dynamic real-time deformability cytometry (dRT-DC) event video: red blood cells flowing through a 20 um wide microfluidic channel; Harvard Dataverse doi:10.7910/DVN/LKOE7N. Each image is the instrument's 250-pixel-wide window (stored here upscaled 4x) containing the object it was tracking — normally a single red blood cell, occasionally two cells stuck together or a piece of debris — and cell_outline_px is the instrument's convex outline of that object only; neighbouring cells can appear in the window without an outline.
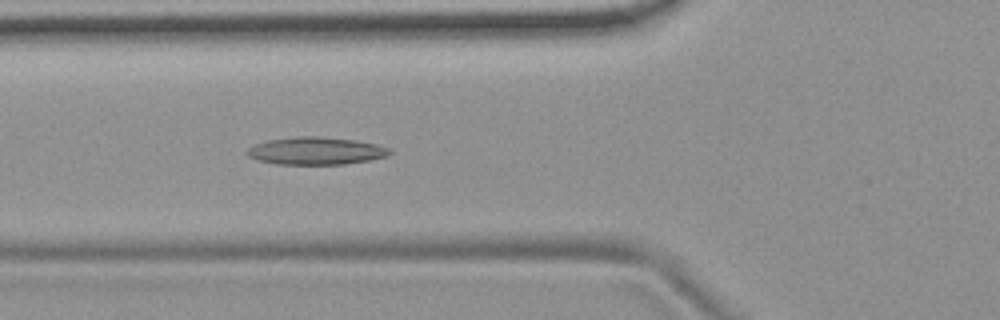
{"species": "common noctule bat (a hibernating species)", "species_latin": "Nyctalus noctula", "temperature_condition": "room temperature", "stored_images_in_passage": 43, "camera_frame_rate_fps": 3000, "um_per_image_px": 0.085, "animal": {"sex": "female", "body_mass_g": 19.9}, "frame": {"image": 1, "passage_image": 9, "time_ms": 2.667, "image_size_px": [1000, 320], "cell_outline_px": [[392, 152], [388, 156], [368, 160], [344, 164], [276, 164], [256, 160], [248, 156], [244, 152], [248, 148], [256, 144], [268, 140], [296, 136], [320, 136], [356, 140], [376, 144], [388, 148]], "centroid_in_image_um": [26.82, 12.82], "position_along_channel_um": 99.0, "area_um2": 22.95}}
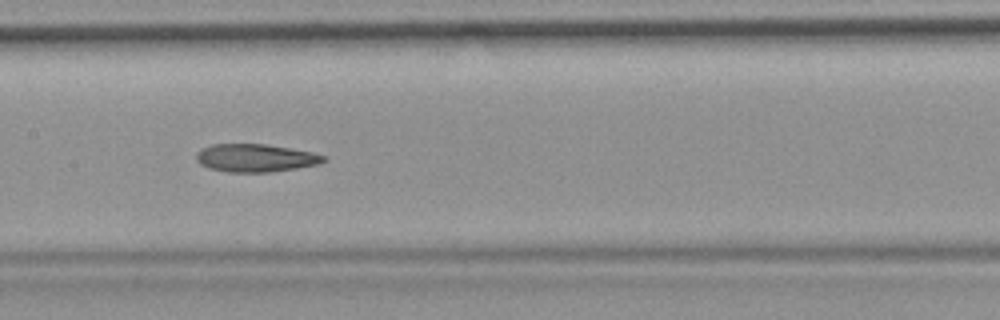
{"frame": {"image": 2, "passage_image": 16, "time_ms": 5.0, "image_size_px": [1000, 320], "cell_outline_px": [[328, 160], [320, 164], [296, 168], [268, 172], [228, 172], [208, 168], [200, 164], [196, 160], [196, 152], [200, 148], [212, 144], [264, 144], [312, 152], [328, 156]], "centroid_in_image_um": [21.71, 13.42], "position_along_channel_um": 185.7, "area_um2": 20.87}}
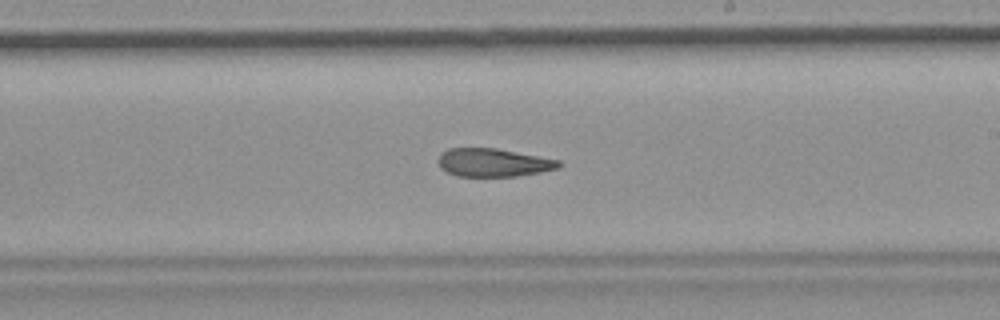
{"frame": {"image": 3, "passage_image": 21, "time_ms": 6.667, "image_size_px": [1000, 320], "cell_outline_px": [[564, 164], [560, 168], [540, 172], [516, 176], [456, 176], [440, 168], [436, 160], [440, 152], [448, 148], [496, 148], [560, 160]], "centroid_in_image_um": [41.92, 13.81], "position_along_channel_um": 247.1, "area_um2": 20.06}, "authors_computed_cell_mechanics": {"area_um2": 21.5016, "velocity_mm_per_s": 3.7076, "shape_relaxation_time_tau1_ms": null, "shape_relaxation_time_tau2_ms": 4.8776, "deformation_change_tau1": null, "deformation_change_tau2": 0.1447}}